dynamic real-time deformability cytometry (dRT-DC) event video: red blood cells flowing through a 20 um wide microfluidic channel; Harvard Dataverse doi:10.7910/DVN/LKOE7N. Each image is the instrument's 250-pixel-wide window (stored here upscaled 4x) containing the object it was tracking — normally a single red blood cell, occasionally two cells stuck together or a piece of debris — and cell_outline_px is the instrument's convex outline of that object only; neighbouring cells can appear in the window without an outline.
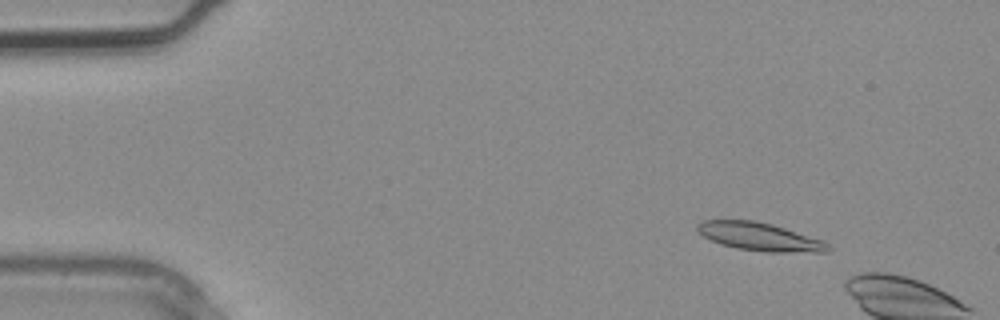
{"species": "common noctule bat (a hibernating species)", "species_latin": "Nyctalus noctula", "temperature_condition": "warm", "stored_images_in_passage": 5, "camera_frame_rate_fps": 3000, "um_per_image_px": 0.085, "animal": {"sex": "male", "body_mass_g": 20.4}, "frame": {"image": 1, "passage_image": 2, "time_ms": 0.333, "image_size_px": [1000, 320], "cell_outline_px": [[832, 248], [828, 252], [764, 252], [736, 248], [720, 244], [704, 236], [696, 228], [696, 224], [704, 220], [752, 220], [772, 224], [824, 240]], "centroid_in_image_um": [64.61, 20.12], "position_along_channel_um": 20.4, "area_um2": 21.44}}